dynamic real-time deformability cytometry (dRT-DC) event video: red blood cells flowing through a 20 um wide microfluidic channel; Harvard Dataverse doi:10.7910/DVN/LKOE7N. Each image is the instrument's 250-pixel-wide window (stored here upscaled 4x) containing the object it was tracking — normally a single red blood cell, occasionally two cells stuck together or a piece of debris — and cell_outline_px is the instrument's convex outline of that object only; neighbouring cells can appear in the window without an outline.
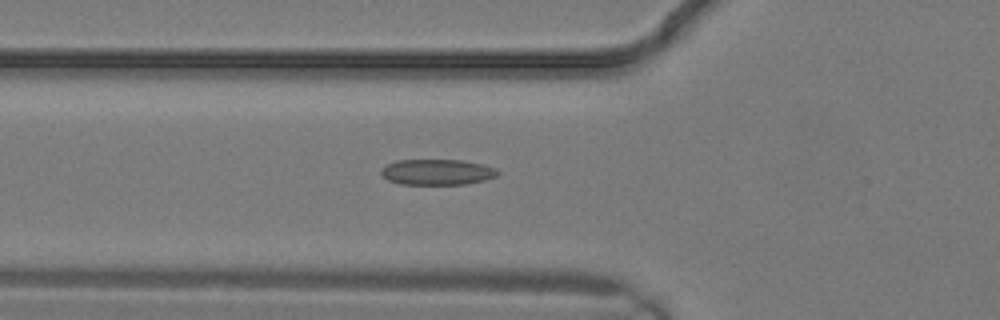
{"species": "common noctule bat (a hibernating species)", "species_latin": "Nyctalus noctula", "temperature_condition": "warm", "stored_images_in_passage": 12, "camera_frame_rate_fps": 3000, "um_per_image_px": 0.085, "animal": {"sex": "male", "body_mass_g": 19.2, "forearm_length_mm": 51.8}, "frame": {"image": 1, "passage_image": 10, "time_ms": 3.0, "image_size_px": [1000, 320], "cell_outline_px": [[500, 172], [496, 176], [484, 180], [464, 184], [400, 184], [388, 180], [380, 172], [380, 168], [396, 160], [460, 160], [480, 164], [492, 168]], "centroid_in_image_um": [37.1, 14.62], "position_along_channel_um": 88.7, "area_um2": 17.22}}
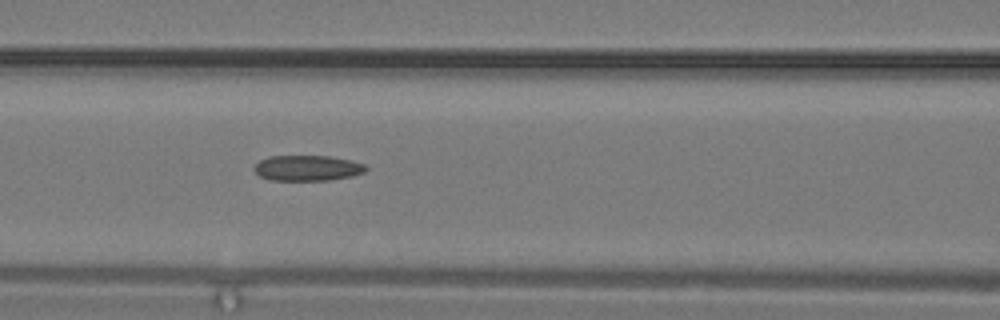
{"frame": {"image": 2, "passage_image": 12, "time_ms": 3.667, "image_size_px": [1000, 320], "cell_outline_px": [[368, 168], [364, 172], [352, 176], [328, 180], [272, 180], [260, 176], [252, 168], [260, 160], [268, 156], [328, 156], [352, 160], [364, 164]], "centroid_in_image_um": [26.13, 14.28], "position_along_channel_um": 140.5, "area_um2": 16.59}}